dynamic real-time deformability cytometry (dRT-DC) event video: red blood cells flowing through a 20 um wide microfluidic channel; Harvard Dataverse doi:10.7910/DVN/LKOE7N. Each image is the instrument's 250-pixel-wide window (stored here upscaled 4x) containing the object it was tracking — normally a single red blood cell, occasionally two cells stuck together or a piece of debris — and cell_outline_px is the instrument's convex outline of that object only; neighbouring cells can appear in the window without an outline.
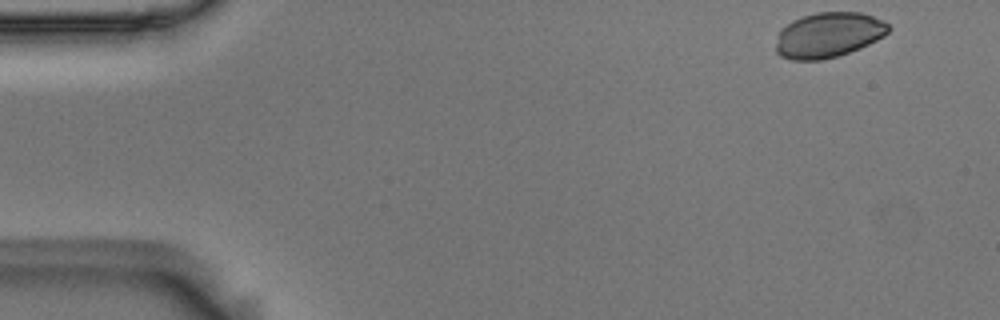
{"species": "Egyptian fruit bat (a non-hibernating species)", "species_latin": "Rousettus aegyptiacus", "temperature_condition": "room temperature", "stored_images_in_passage": 51, "camera_frame_rate_fps": 3000, "um_per_image_px": 0.085, "animal": {"sex": "male"}, "frame": {"image": 1, "passage_image": 1, "time_ms": 0.0, "image_size_px": [1000, 320], "cell_outline_px": [[888, 32], [884, 36], [860, 48], [836, 56], [820, 60], [792, 60], [780, 56], [776, 52], [776, 36], [780, 28], [792, 20], [816, 12], [860, 12], [884, 20], [888, 24]], "centroid_in_image_um": [70.37, 2.97], "position_along_channel_um": 14.6, "area_um2": 29.71}}
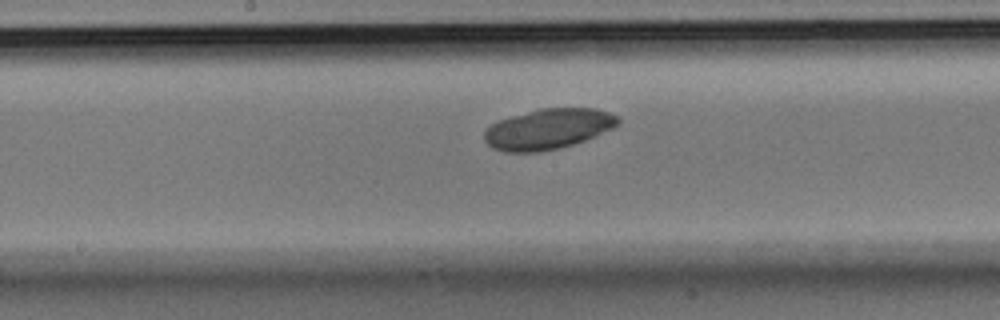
{"frame": {"image": 2, "passage_image": 25, "time_ms": 8.0, "image_size_px": [1000, 320], "cell_outline_px": [[620, 124], [612, 128], [584, 140], [572, 144], [540, 152], [504, 152], [492, 148], [484, 140], [484, 132], [492, 124], [500, 120], [512, 116], [540, 108], [596, 108], [620, 116]], "centroid_in_image_um": [46.6, 10.96], "position_along_channel_um": 201.6, "area_um2": 31.33}}
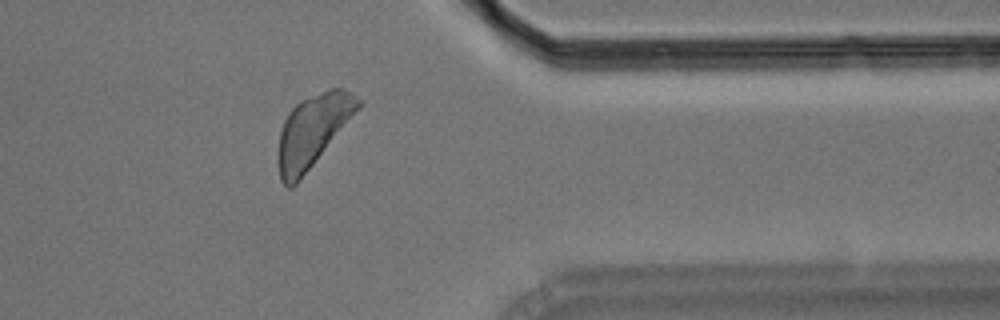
{"frame": {"image": 3, "passage_image": 41, "time_ms": 13.333, "image_size_px": [1000, 320], "cell_outline_px": [[364, 104], [300, 180], [292, 188], [288, 188], [280, 180], [280, 132], [284, 120], [292, 108], [300, 100], [328, 88], [344, 88], [352, 92]], "centroid_in_image_um": [26.64, 11.07], "position_along_channel_um": 384.8, "area_um2": 33.23}}